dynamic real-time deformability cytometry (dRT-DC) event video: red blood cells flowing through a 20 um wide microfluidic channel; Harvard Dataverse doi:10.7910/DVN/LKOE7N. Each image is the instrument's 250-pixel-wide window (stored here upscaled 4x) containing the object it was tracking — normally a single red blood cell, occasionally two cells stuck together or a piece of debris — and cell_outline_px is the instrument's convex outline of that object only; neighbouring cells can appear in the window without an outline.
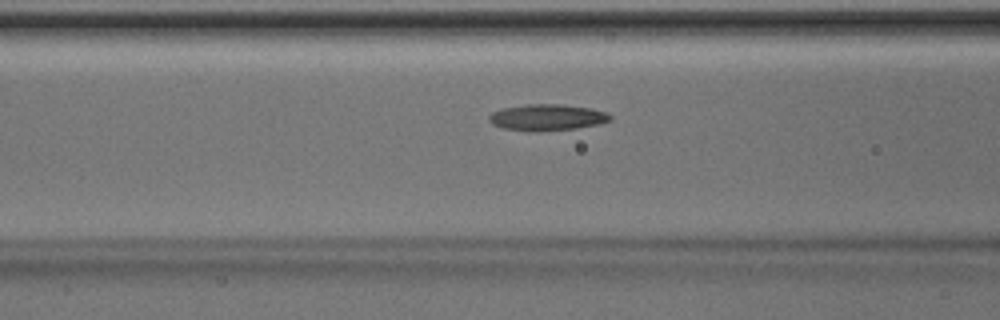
{"species": "Egyptian fruit bat (a non-hibernating species)", "species_latin": "Rousettus aegyptiacus", "temperature_condition": "room temperature", "stored_images_in_passage": 19, "camera_frame_rate_fps": 3000, "um_per_image_px": 0.085, "animal": {"sex": "male"}, "frame": {"image": 1, "passage_image": 14, "time_ms": 4.333, "image_size_px": [1000, 320], "cell_outline_px": [[612, 120], [600, 124], [576, 128], [536, 132], [528, 132], [504, 128], [492, 124], [488, 120], [488, 116], [492, 112], [504, 108], [528, 104], [564, 104], [592, 108], [608, 112], [612, 116]], "centroid_in_image_um": [46.54, 9.98], "position_along_channel_um": 120.1, "area_um2": 18.9}}